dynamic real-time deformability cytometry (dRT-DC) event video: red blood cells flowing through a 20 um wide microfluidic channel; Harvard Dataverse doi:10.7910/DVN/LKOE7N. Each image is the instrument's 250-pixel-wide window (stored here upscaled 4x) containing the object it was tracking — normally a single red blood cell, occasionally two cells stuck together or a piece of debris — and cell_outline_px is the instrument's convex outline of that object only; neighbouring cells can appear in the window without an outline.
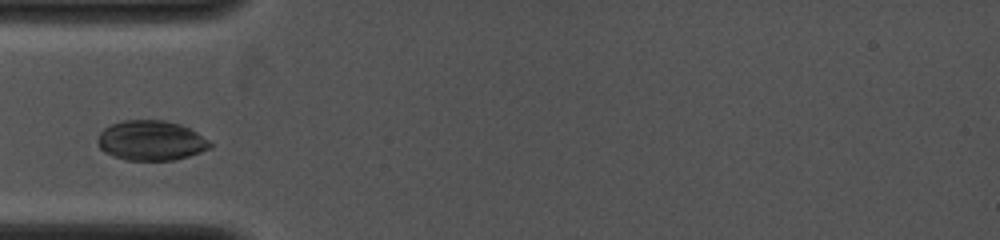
{"species": "common noctule bat (a hibernating species)", "species_latin": "Nyctalus noctula", "temperature_condition": "cold", "stored_images_in_passage": 22, "camera_frame_rate_fps": 4000, "um_per_image_px": 0.085, "animal": {"sex": "female", "body_mass_g": 19.0, "forearm_length_mm": 53.3}, "frame": {"image": 1, "passage_image": 1, "time_ms": 0.0, "image_size_px": [1000, 240], "cell_outline_px": [[212, 148], [188, 156], [172, 160], [124, 160], [112, 156], [104, 152], [96, 144], [96, 140], [100, 132], [104, 128], [112, 124], [124, 120], [164, 120], [180, 124], [196, 132], [208, 140], [212, 144]], "centroid_in_image_um": [12.8, 11.95], "position_along_channel_um": 72.2, "area_um2": 26.24}}
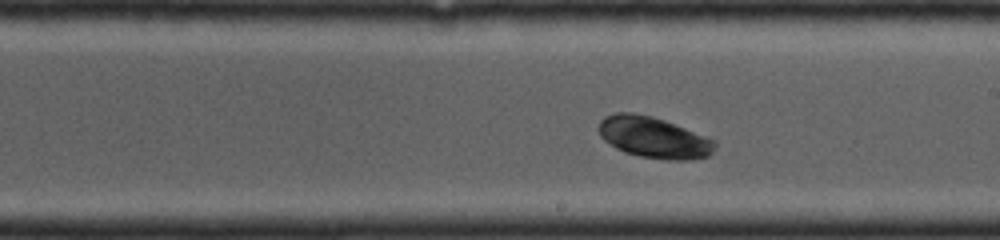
{"frame": {"image": 2, "passage_image": 13, "time_ms": 3.75, "image_size_px": [1000, 240], "cell_outline_px": [[716, 148], [708, 156], [688, 160], [668, 160], [640, 156], [624, 152], [616, 148], [604, 140], [600, 136], [596, 128], [600, 120], [604, 116], [616, 112], [632, 112], [652, 116], [664, 120], [716, 140]], "centroid_in_image_um": [55.53, 11.67], "position_along_channel_um": 233.5, "area_um2": 28.09}}
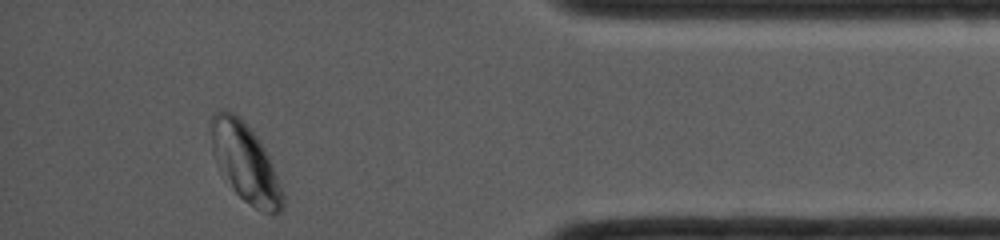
{"frame": {"image": 3, "passage_image": 22, "time_ms": 8.5, "image_size_px": [1000, 240], "cell_outline_px": [[284, 208], [280, 212], [260, 212], [244, 200], [236, 192], [212, 152], [212, 116], [216, 112], [232, 112], [260, 140], [272, 164], [284, 192]], "centroid_in_image_um": [20.92, 13.89], "position_along_channel_um": 414.3, "area_um2": 31.33}}